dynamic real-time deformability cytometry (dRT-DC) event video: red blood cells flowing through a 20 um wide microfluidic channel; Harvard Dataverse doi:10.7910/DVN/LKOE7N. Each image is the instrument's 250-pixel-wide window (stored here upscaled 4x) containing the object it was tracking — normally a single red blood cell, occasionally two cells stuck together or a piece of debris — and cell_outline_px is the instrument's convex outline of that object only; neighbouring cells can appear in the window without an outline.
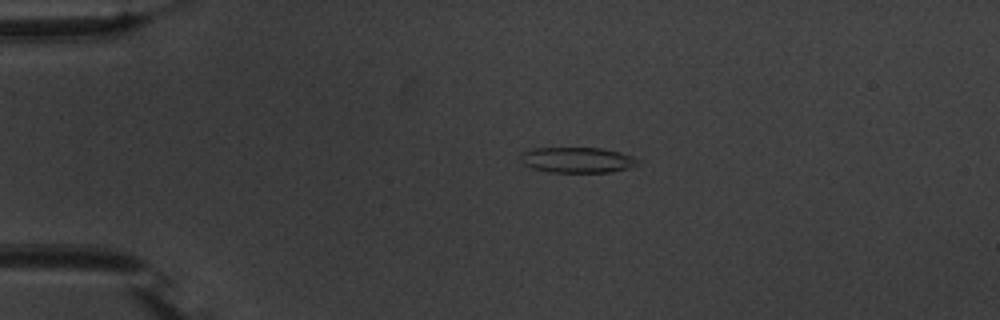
{"species": "common noctule bat (a hibernating species)", "species_latin": "Nyctalus noctula", "temperature_condition": "warm", "stored_images_in_passage": 43, "camera_frame_rate_fps": 3000, "um_per_image_px": 0.085, "animal": {"sex": "male", "body_mass_g": 20.1, "forearm_length_mm": 53.5}, "frame": {"image": 1, "passage_image": 1, "time_ms": 0.0, "image_size_px": [1000, 320], "cell_outline_px": [[640, 160], [636, 164], [628, 168], [612, 172], [548, 172], [532, 168], [524, 164], [520, 160], [520, 152], [536, 148], [600, 148], [620, 152], [632, 156]], "centroid_in_image_um": [49.04, 13.6], "position_along_channel_um": 36.0, "area_um2": 17.46}}
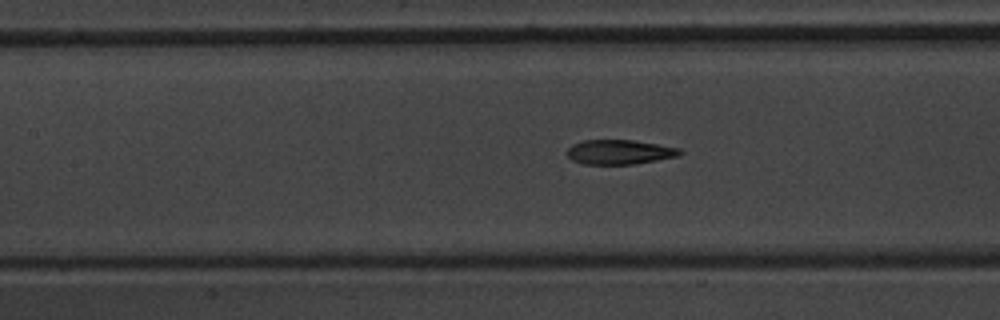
{"frame": {"image": 2, "passage_image": 14, "time_ms": 4.333, "image_size_px": [1000, 320], "cell_outline_px": [[684, 152], [680, 156], [632, 164], [584, 164], [572, 160], [568, 156], [568, 148], [572, 144], [584, 140], [632, 140], [680, 148]], "centroid_in_image_um": [52.68, 12.92], "position_along_channel_um": 154.7, "area_um2": 16.07}}
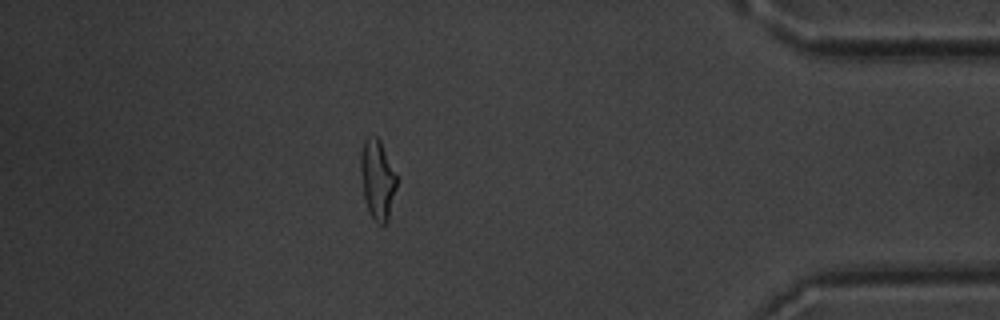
{"frame": {"image": 3, "passage_image": 37, "time_ms": 12.0, "image_size_px": [1000, 320], "cell_outline_px": [[400, 176], [388, 220], [384, 224], [380, 224], [368, 212], [364, 196], [360, 168], [360, 156], [364, 140], [368, 136], [376, 136], [380, 140]], "centroid_in_image_um": [32.13, 15.21], "position_along_channel_um": 403.1, "area_um2": 17.17}, "authors_computed_cell_mechanics": {"area_um2": 17.2822, "velocity_mm_per_s": 3.742, "shape_relaxation_time_tau1_ms": 10.6988, "shape_relaxation_time_tau2_ms": 1.8199, "deformation_change_tau1": 0.3057, "deformation_change_tau2": 0.1046}}